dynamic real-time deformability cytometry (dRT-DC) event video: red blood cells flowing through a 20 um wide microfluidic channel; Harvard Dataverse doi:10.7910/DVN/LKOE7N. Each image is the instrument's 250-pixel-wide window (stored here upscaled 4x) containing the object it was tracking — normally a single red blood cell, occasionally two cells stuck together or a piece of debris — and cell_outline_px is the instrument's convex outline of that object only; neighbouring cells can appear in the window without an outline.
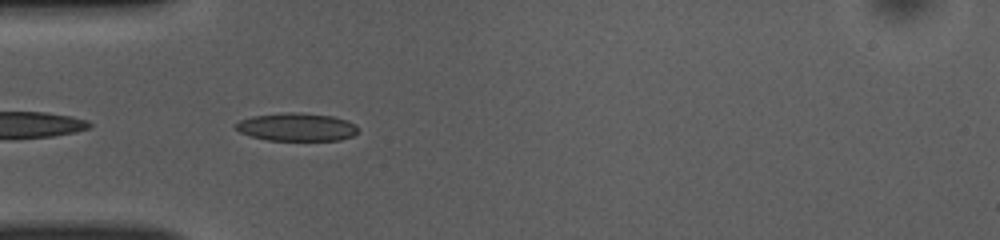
{"species": "common noctule bat (a hibernating species)", "species_latin": "Nyctalus noctula", "temperature_condition": "room temperature", "stored_images_in_passage": 37, "camera_frame_rate_fps": 3000, "um_per_image_px": 0.085, "animal": {"sex": "female", "body_mass_g": 10.0, "forearm_length_mm": 53.1}, "frame": {"image": 1, "passage_image": 2, "time_ms": 0.333, "image_size_px": [1000, 240], "cell_outline_px": [[360, 128], [352, 136], [340, 140], [268, 140], [252, 136], [240, 132], [236, 128], [236, 124], [240, 120], [252, 116], [288, 112], [296, 112], [332, 116], [348, 120], [356, 124]], "centroid_in_image_um": [25.26, 10.79], "position_along_channel_um": 59.7, "area_um2": 19.88}}
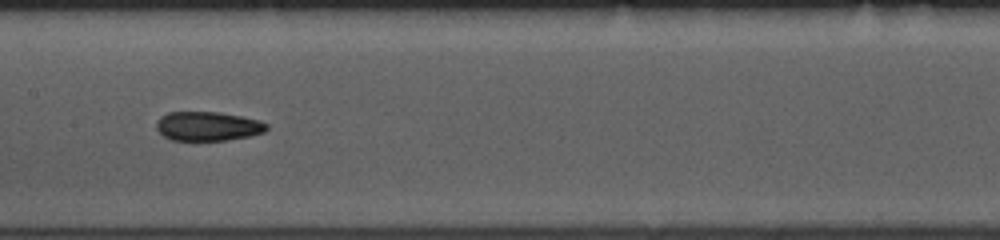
{"frame": {"image": 2, "passage_image": 12, "time_ms": 3.667, "image_size_px": [1000, 240], "cell_outline_px": [[268, 128], [264, 132], [248, 136], [224, 140], [172, 140], [164, 136], [156, 128], [156, 120], [160, 116], [168, 112], [220, 112], [260, 120], [268, 124]], "centroid_in_image_um": [17.65, 10.72], "position_along_channel_um": 189.8, "area_um2": 18.73}}
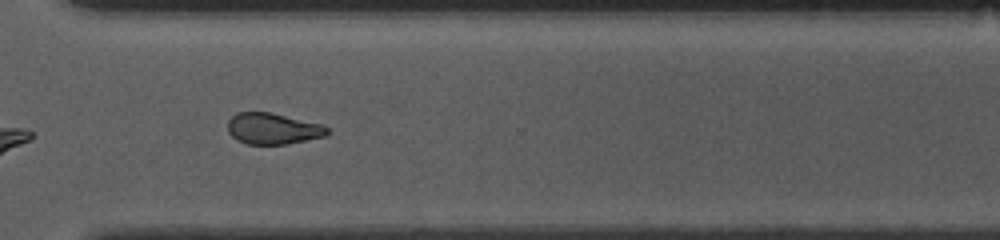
{"frame": {"image": 3, "passage_image": 24, "time_ms": 7.667, "image_size_px": [1000, 240], "cell_outline_px": [[328, 132], [324, 136], [288, 144], [248, 144], [236, 140], [228, 132], [228, 120], [236, 112], [272, 112], [320, 124], [328, 128]], "centroid_in_image_um": [23.15, 10.93], "position_along_channel_um": 347.4, "area_um2": 18.03}, "authors_computed_cell_mechanics": {"area_um2": 19.1318, "velocity_mm_per_s": 3.9519, "shape_relaxation_time_tau1_ms": null, "shape_relaxation_time_tau2_ms": 2.4033, "deformation_change_tau1": null, "deformation_change_tau2": 0.0737}}